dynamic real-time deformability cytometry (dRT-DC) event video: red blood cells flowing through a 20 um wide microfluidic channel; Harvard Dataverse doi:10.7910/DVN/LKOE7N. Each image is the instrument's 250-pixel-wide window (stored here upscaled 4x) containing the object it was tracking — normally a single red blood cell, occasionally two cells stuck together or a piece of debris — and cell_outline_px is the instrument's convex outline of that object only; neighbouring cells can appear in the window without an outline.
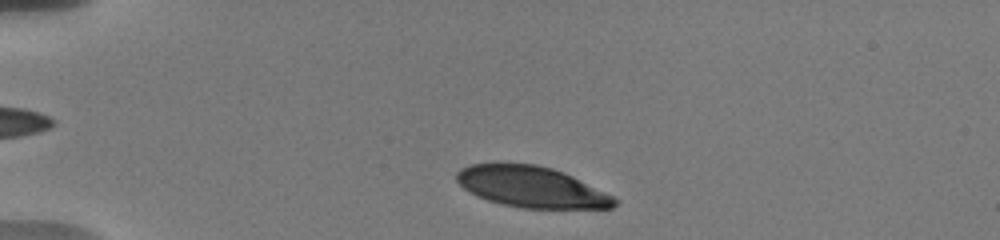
{"species": "human", "species_latin": "Homo sapiens", "temperature_condition": "warm", "stored_images_in_passage": 45, "camera_frame_rate_fps": 3000, "um_per_image_px": 0.085, "donor": {"sex": "male"}, "frame": {"image": 1, "passage_image": 3, "time_ms": 0.667, "image_size_px": [1000, 240], "cell_outline_px": [[620, 200], [612, 208], [520, 208], [500, 204], [476, 196], [464, 188], [456, 180], [456, 172], [460, 168], [468, 164], [504, 160], [536, 164], [552, 168], [564, 172]], "centroid_in_image_um": [45.09, 15.84], "position_along_channel_um": 39.9, "area_um2": 38.49}}
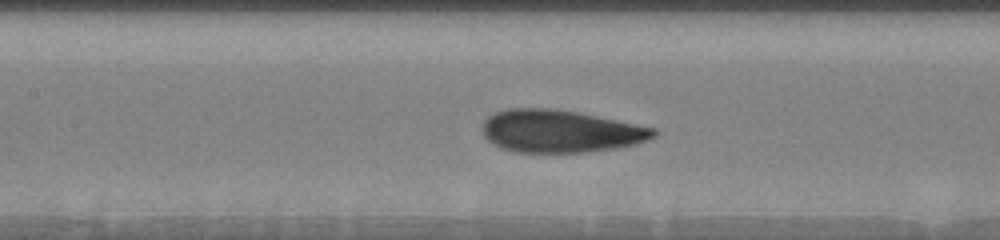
{"frame": {"image": 2, "passage_image": 17, "time_ms": 5.333, "image_size_px": [1000, 240], "cell_outline_px": [[656, 136], [636, 144], [620, 148], [588, 152], [516, 152], [500, 148], [492, 144], [484, 136], [480, 128], [484, 120], [488, 116], [496, 112], [508, 108], [556, 108], [580, 112], [656, 128]], "centroid_in_image_um": [47.61, 11.15], "position_along_channel_um": 159.8, "area_um2": 43.0}}
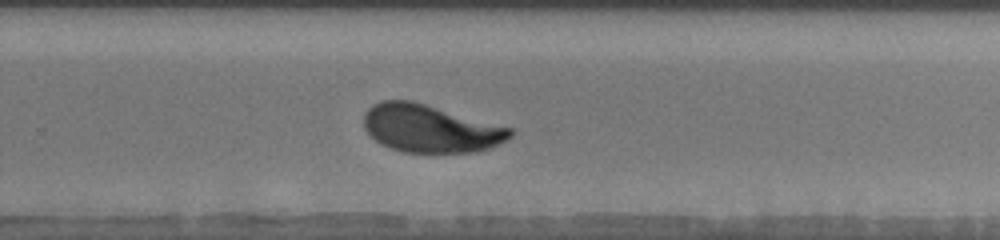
{"frame": {"image": 3, "passage_image": 28, "time_ms": 9.0, "image_size_px": [1000, 240], "cell_outline_px": [[512, 136], [488, 148], [472, 152], [404, 152], [380, 144], [364, 128], [364, 116], [368, 108], [372, 104], [380, 100], [412, 100], [512, 128]], "centroid_in_image_um": [36.53, 10.91], "position_along_channel_um": 293.3, "area_um2": 40.34}, "authors_computed_cell_mechanics": {"area_um2": 40.9802, "velocity_mm_per_s": 3.655, "shape_relaxation_time_tau1_ms": 3.7013, "shape_relaxation_time_tau2_ms": null, "deformation_change_tau1": 0.1607, "deformation_change_tau2": null}}